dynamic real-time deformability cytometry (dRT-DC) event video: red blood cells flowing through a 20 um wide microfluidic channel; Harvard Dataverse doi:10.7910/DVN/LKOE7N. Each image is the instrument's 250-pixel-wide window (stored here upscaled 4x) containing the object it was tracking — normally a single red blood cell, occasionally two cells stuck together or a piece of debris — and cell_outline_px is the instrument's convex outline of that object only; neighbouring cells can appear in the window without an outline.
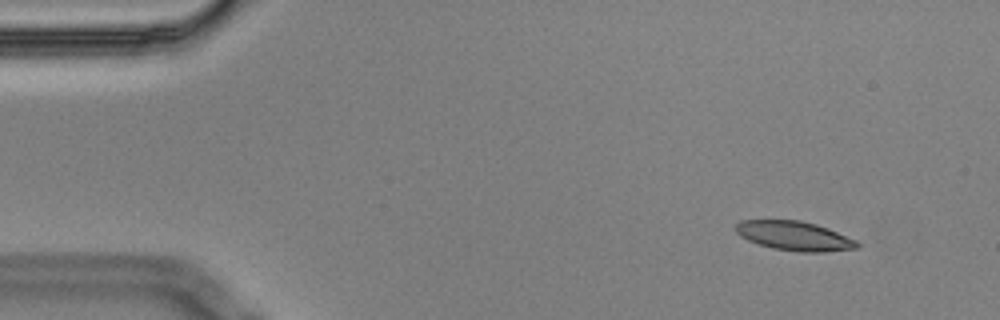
{"species": "Egyptian fruit bat (a non-hibernating species)", "species_latin": "Rousettus aegyptiacus", "temperature_condition": "cold", "stored_images_in_passage": 5, "camera_frame_rate_fps": 3000, "um_per_image_px": 0.085, "animal": {"sex": "male"}, "frame": {"image": 1, "passage_image": 2, "time_ms": 0.333, "image_size_px": [1000, 320], "cell_outline_px": [[860, 248], [824, 252], [800, 252], [772, 248], [748, 240], [740, 236], [736, 232], [736, 224], [740, 220], [800, 220], [816, 224], [828, 228], [856, 240], [860, 244]], "centroid_in_image_um": [67.55, 20.05], "position_along_channel_um": 17.5, "area_um2": 20.75}}
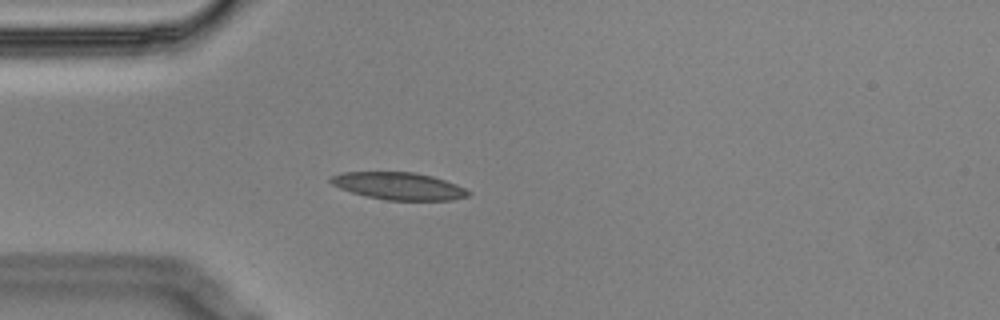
{"frame": {"image": 2, "passage_image": 5, "time_ms": 1.333, "image_size_px": [1000, 320], "cell_outline_px": [[472, 192], [468, 196], [452, 200], [384, 200], [352, 192], [340, 188], [332, 184], [328, 180], [332, 176], [340, 172], [416, 172], [432, 176], [456, 184]], "centroid_in_image_um": [33.9, 15.81], "position_along_channel_um": 51.1, "area_um2": 21.85}}